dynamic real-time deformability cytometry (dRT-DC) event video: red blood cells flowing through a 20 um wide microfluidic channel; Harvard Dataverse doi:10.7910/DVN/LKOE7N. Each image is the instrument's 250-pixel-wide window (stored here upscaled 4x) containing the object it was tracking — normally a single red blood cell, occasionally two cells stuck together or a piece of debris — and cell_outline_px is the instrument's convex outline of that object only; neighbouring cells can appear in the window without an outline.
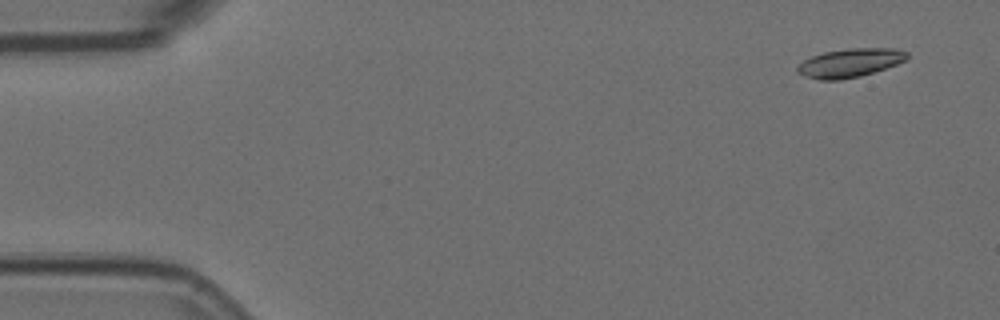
{"species": "Egyptian fruit bat (a non-hibernating species)", "species_latin": "Rousettus aegyptiacus", "temperature_condition": "room temperature", "stored_images_in_passage": 5, "camera_frame_rate_fps": 3000, "um_per_image_px": 0.085, "animal": {"sex": "female"}, "frame": {"image": 1, "passage_image": 1, "time_ms": 0.0, "image_size_px": [1000, 320], "cell_outline_px": [[908, 60], [860, 76], [840, 80], [820, 80], [804, 76], [796, 72], [796, 68], [804, 60], [812, 56], [824, 52], [848, 48], [896, 48], [908, 52]], "centroid_in_image_um": [72.24, 5.34], "position_along_channel_um": 12.8, "area_um2": 18.32}}